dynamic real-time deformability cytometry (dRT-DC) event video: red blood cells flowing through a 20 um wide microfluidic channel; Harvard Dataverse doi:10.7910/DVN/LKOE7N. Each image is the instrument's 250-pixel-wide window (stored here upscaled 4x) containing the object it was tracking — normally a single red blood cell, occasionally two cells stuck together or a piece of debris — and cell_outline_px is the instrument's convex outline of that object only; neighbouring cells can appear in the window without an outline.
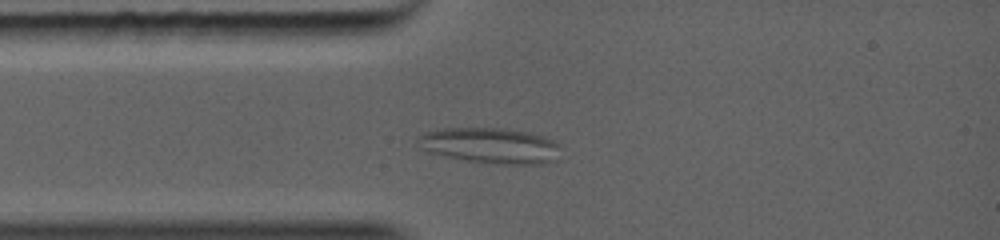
{"species": "common noctule bat (a hibernating species)", "species_latin": "Nyctalus noctula", "temperature_condition": "warm", "stored_images_in_passage": 24, "camera_frame_rate_fps": 5000, "um_per_image_px": 0.085, "animal": {"sex": "female", "body_mass_g": 19.0, "forearm_length_mm": 56.7}, "frame": {"image": 1, "passage_image": 5, "time_ms": 1.2, "image_size_px": [1000, 240], "cell_outline_px": [[564, 160], [544, 164], [488, 164], [460, 160], [440, 156], [424, 152], [416, 148], [412, 144], [424, 136], [436, 132], [508, 132], [532, 136], [556, 144], [564, 148]], "centroid_in_image_um": [41.75, 12.56], "position_along_channel_um": 43.2, "area_um2": 27.69}}
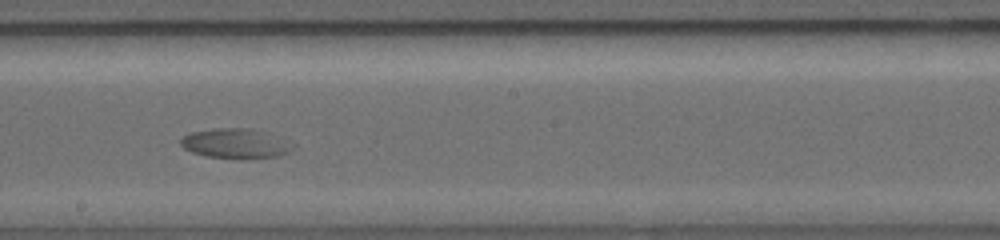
{"frame": {"image": 2, "passage_image": 17, "time_ms": 5.4, "image_size_px": [1000, 240], "cell_outline_px": [[284, 152], [276, 156], [252, 160], [236, 160], [204, 156], [192, 152], [184, 148], [180, 144], [180, 140], [188, 136], [204, 132], [220, 132]], "centroid_in_image_um": [19.25, 12.49], "position_along_channel_um": 229.0, "area_um2": 13.18}}
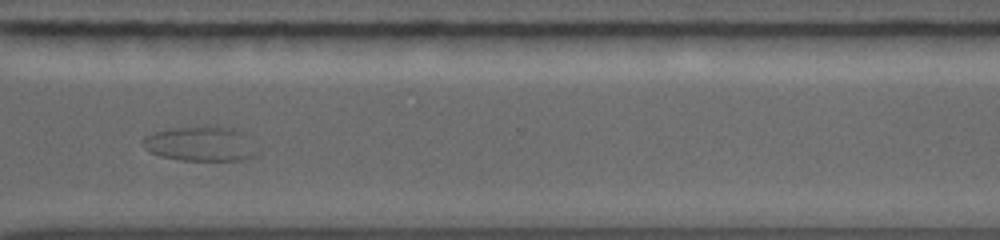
{"frame": {"image": 3, "passage_image": 24, "time_ms": 8.2, "image_size_px": [1000, 240], "cell_outline_px": [[248, 156], [240, 160], [180, 160], [160, 156], [152, 152], [148, 148], [164, 132], [192, 128]], "centroid_in_image_um": [16.4, 12.49], "position_along_channel_um": 354.2, "area_um2": 14.62}}